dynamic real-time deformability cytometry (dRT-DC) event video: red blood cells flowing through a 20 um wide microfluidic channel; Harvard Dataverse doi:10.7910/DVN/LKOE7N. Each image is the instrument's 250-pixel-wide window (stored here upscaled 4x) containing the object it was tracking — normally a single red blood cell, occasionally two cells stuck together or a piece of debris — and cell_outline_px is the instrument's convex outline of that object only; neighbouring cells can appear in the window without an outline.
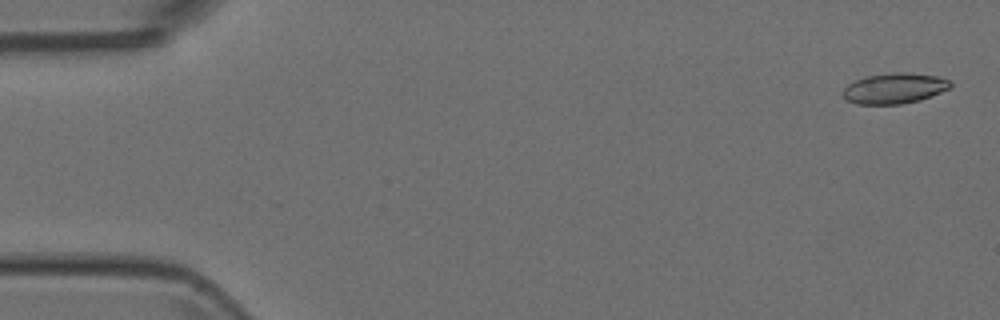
{"species": "Egyptian fruit bat (a non-hibernating species)", "species_latin": "Rousettus aegyptiacus", "temperature_condition": "room temperature", "stored_images_in_passage": 4, "camera_frame_rate_fps": 3000, "um_per_image_px": 0.085, "animal": {"sex": "female"}, "frame": {"image": 1, "passage_image": 1, "time_ms": 0.0, "image_size_px": [1000, 320], "cell_outline_px": [[952, 88], [920, 100], [900, 104], [856, 104], [848, 100], [840, 92], [848, 84], [864, 76], [892, 72], [908, 72], [940, 76], [948, 80], [952, 84]], "centroid_in_image_um": [76.04, 7.49], "position_along_channel_um": 9.0, "area_um2": 19.36}}
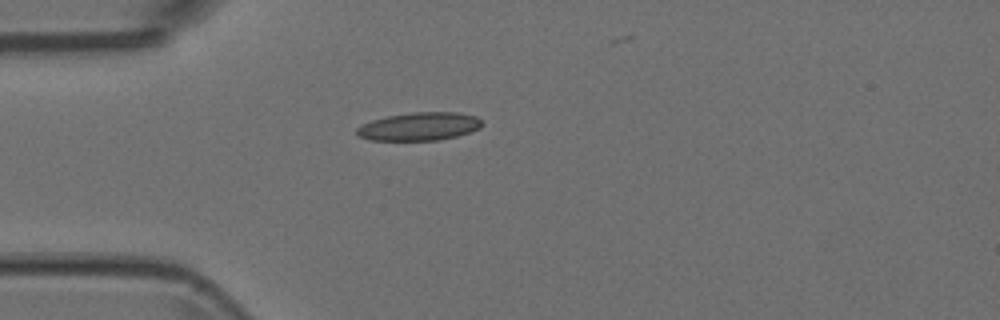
{"frame": {"image": 2, "passage_image": 4, "time_ms": 1.0, "image_size_px": [1000, 320], "cell_outline_px": [[484, 124], [480, 128], [456, 136], [436, 140], [372, 140], [356, 136], [356, 128], [372, 120], [388, 116], [412, 112], [456, 112], [476, 116]], "centroid_in_image_um": [35.63, 10.74], "position_along_channel_um": 49.4, "area_um2": 20.4}}